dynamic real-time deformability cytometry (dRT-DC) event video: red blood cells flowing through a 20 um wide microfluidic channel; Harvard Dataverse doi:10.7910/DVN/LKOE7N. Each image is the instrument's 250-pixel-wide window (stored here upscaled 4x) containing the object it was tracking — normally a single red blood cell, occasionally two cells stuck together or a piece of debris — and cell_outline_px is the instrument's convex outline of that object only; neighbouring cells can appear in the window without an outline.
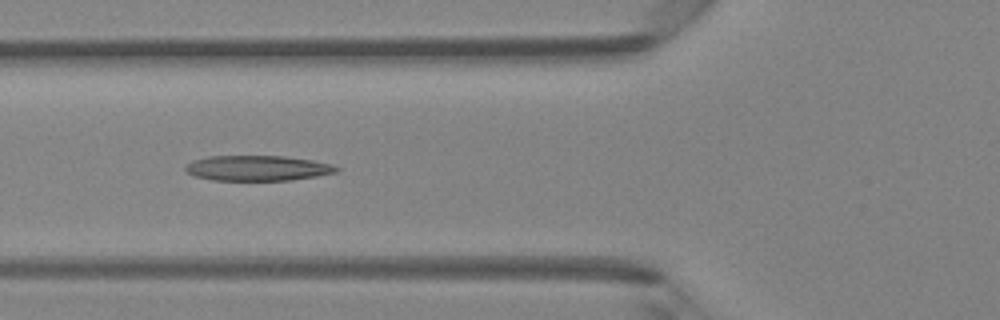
{"species": "Egyptian fruit bat (a non-hibernating species)", "species_latin": "Rousettus aegyptiacus", "temperature_condition": "room temperature", "stored_images_in_passage": 18, "camera_frame_rate_fps": 3000, "um_per_image_px": 0.085, "animal": {"sex": "female"}, "frame": {"image": 1, "passage_image": 18, "time_ms": 5.667, "image_size_px": [1000, 320], "cell_outline_px": [[340, 168], [336, 172], [316, 176], [292, 180], [212, 180], [192, 176], [184, 172], [184, 168], [192, 160], [208, 156], [284, 156], [312, 160], [332, 164]], "centroid_in_image_um": [21.84, 14.29], "position_along_channel_um": 104.0, "area_um2": 22.37}}